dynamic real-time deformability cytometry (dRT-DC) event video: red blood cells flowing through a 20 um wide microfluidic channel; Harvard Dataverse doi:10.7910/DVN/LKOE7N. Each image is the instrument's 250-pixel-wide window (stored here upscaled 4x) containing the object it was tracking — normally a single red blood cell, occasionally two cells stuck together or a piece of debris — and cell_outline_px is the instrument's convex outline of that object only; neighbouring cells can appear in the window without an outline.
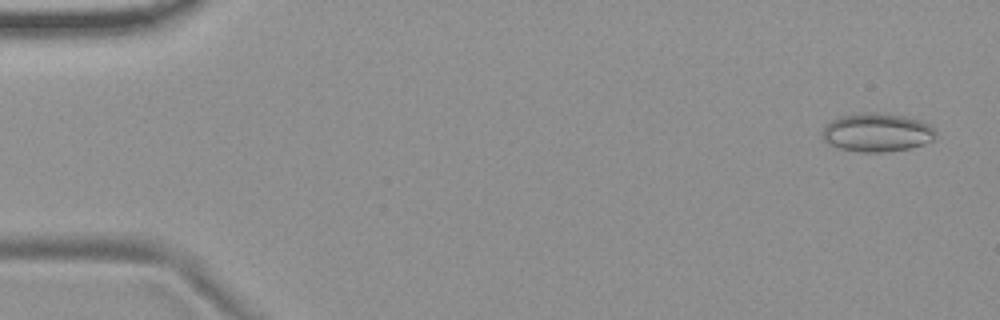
{"species": "common noctule bat (a hibernating species)", "species_latin": "Nyctalus noctula", "temperature_condition": "room temperature", "stored_images_in_passage": 54, "camera_frame_rate_fps": 3000, "um_per_image_px": 0.085, "animal": {"sex": "female", "body_mass_g": 19.9}, "frame": {"image": 1, "passage_image": 3, "time_ms": 0.667, "image_size_px": [1000, 320], "cell_outline_px": [[936, 136], [932, 140], [924, 144], [908, 148], [884, 152], [860, 152], [840, 148], [824, 140], [820, 132], [832, 120], [840, 116], [860, 112], [880, 112], [904, 116], [920, 120], [928, 124], [936, 132]], "centroid_in_image_um": [74.54, 11.24], "position_along_channel_um": 10.5, "area_um2": 25.43}}
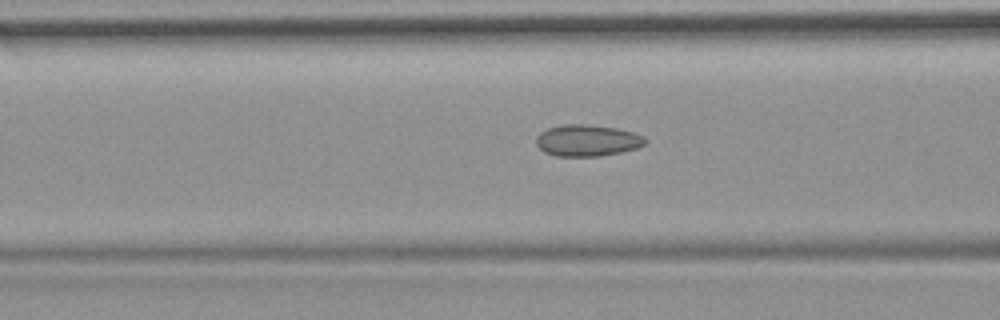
{"frame": {"image": 2, "passage_image": 22, "time_ms": 7.0, "image_size_px": [1000, 320], "cell_outline_px": [[648, 140], [644, 144], [636, 148], [620, 152], [600, 156], [556, 156], [544, 152], [536, 144], [536, 136], [540, 132], [548, 128], [560, 124], [584, 124], [616, 128], [632, 132], [644, 136]], "centroid_in_image_um": [49.89, 11.93], "position_along_channel_um": 116.7, "area_um2": 20.06}}
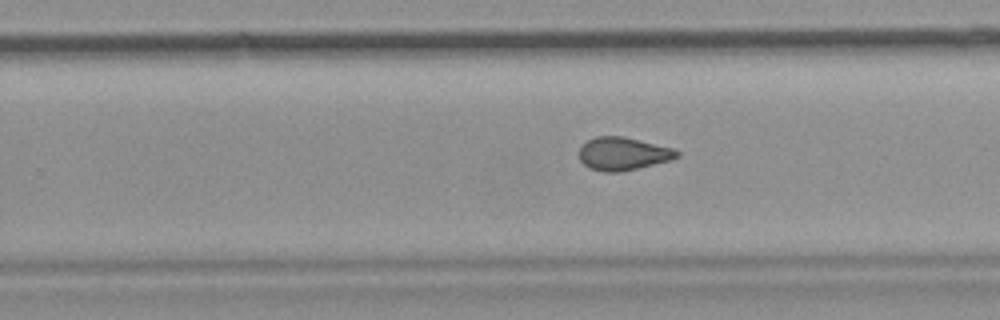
{"frame": {"image": 3, "passage_image": 35, "time_ms": 11.333, "image_size_px": [1000, 320], "cell_outline_px": [[680, 156], [672, 160], [620, 172], [604, 172], [588, 168], [580, 160], [580, 148], [588, 140], [596, 136], [624, 136], [676, 148], [680, 152]], "centroid_in_image_um": [53.01, 13.06], "position_along_channel_um": 276.8, "area_um2": 19.02}}